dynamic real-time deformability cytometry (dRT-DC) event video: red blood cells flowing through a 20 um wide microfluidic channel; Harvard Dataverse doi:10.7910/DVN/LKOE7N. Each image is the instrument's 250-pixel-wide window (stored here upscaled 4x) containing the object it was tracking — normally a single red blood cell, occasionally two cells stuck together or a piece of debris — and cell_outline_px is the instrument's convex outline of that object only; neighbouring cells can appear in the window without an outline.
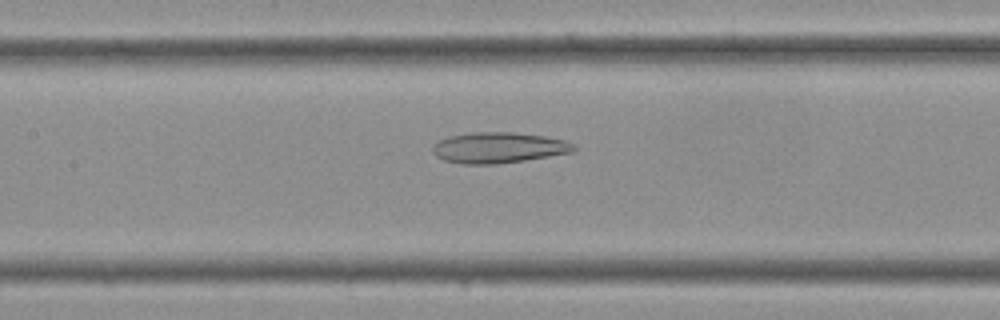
{"species": "Egyptian fruit bat (a non-hibernating species)", "species_latin": "Rousettus aegyptiacus", "temperature_condition": "cold", "stored_images_in_passage": 35, "camera_frame_rate_fps": 3000, "um_per_image_px": 0.085, "frame": {"image": 1, "passage_image": 16, "time_ms": 5.0, "image_size_px": [1000, 320], "cell_outline_px": [[576, 148], [572, 152], [524, 160], [496, 164], [460, 164], [444, 160], [436, 156], [432, 152], [432, 144], [448, 136], [472, 132], [512, 132], [544, 136], [564, 140], [576, 144]], "centroid_in_image_um": [42.34, 12.55], "position_along_channel_um": 165.1, "area_um2": 25.37}}
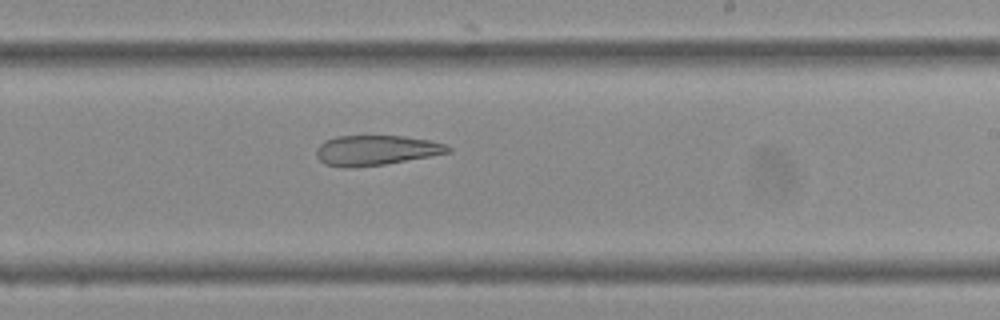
{"frame": {"image": 2, "passage_image": 21, "time_ms": 6.667, "image_size_px": [1000, 320], "cell_outline_px": [[452, 152], [432, 156], [384, 164], [348, 168], [344, 168], [324, 164], [316, 156], [316, 148], [324, 140], [336, 136], [404, 136], [428, 140], [444, 144], [452, 148]], "centroid_in_image_um": [31.94, 12.77], "position_along_channel_um": 257.1, "area_um2": 23.12}}
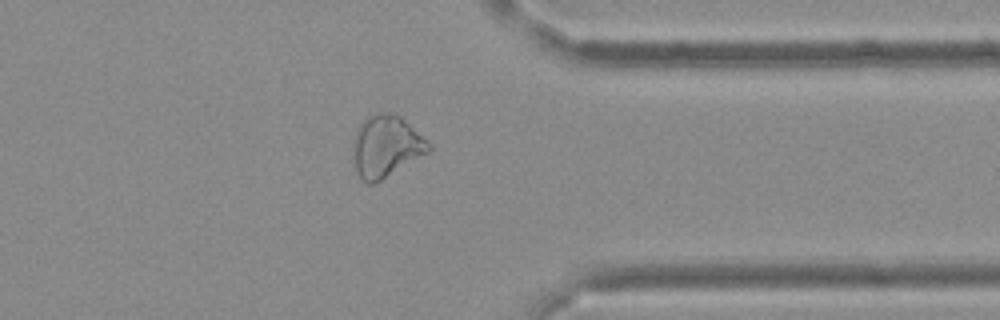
{"frame": {"image": 3, "passage_image": 28, "time_ms": 9.0, "image_size_px": [1000, 320], "cell_outline_px": [[432, 148], [428, 152], [380, 180], [372, 184], [368, 184], [356, 172], [352, 152], [356, 128], [368, 116], [376, 112], [388, 112], [400, 116], [432, 144]], "centroid_in_image_um": [32.8, 12.41], "position_along_channel_um": 378.6, "area_um2": 26.99}}